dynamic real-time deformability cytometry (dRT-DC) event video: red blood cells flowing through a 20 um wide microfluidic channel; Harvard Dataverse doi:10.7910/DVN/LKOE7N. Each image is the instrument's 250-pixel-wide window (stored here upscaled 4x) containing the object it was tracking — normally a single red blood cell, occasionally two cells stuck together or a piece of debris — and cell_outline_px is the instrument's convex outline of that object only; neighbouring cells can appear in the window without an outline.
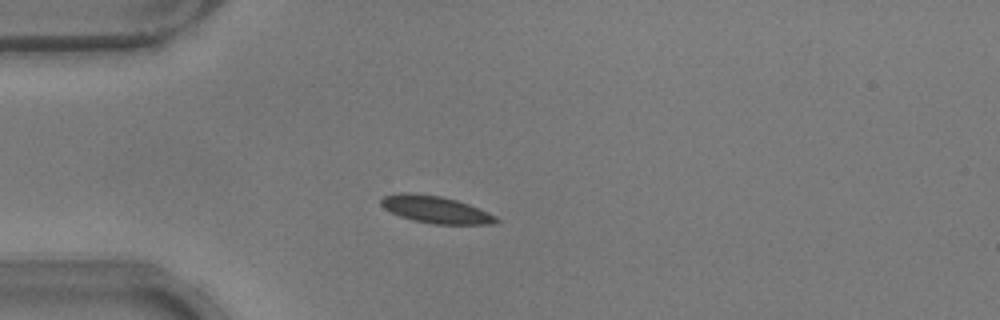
{"species": "common noctule bat (a hibernating species)", "species_latin": "Nyctalus noctula", "temperature_condition": "warm", "stored_images_in_passage": 40, "segment_of_instrument_passage": [1, 2], "camera_frame_rate_fps": 3000, "um_per_image_px": 0.085, "animal": {"sex": "male", "body_mass_g": 17.9}, "frame": {"image": 1, "passage_image": 1, "time_ms": 0.0, "image_size_px": [1000, 320], "cell_outline_px": [[500, 220], [492, 224], [432, 224], [412, 220], [400, 216], [384, 208], [380, 204], [380, 200], [384, 196], [400, 192], [408, 192], [440, 196], [456, 200], [468, 204], [488, 212], [496, 216]], "centroid_in_image_um": [37.01, 17.81], "position_along_channel_um": 48.0, "area_um2": 18.15}}
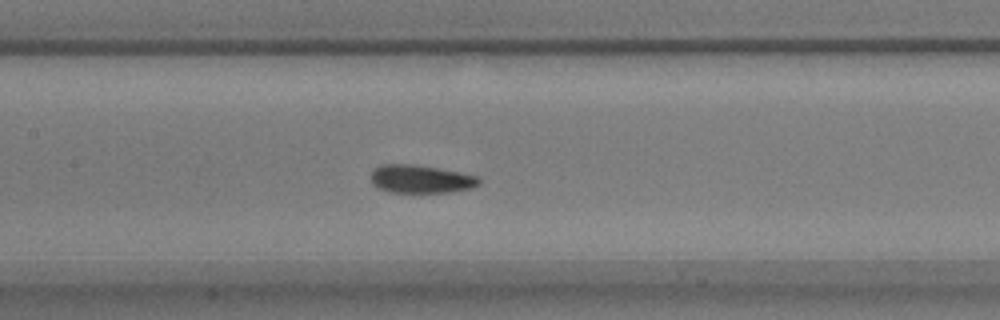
{"frame": {"image": 2, "passage_image": 12, "time_ms": 3.667, "image_size_px": [1000, 320], "cell_outline_px": [[480, 184], [472, 188], [452, 192], [388, 192], [372, 184], [372, 172], [380, 164], [416, 164], [460, 172], [480, 176]], "centroid_in_image_um": [35.81, 15.21], "position_along_channel_um": 171.6, "area_um2": 17.8}}
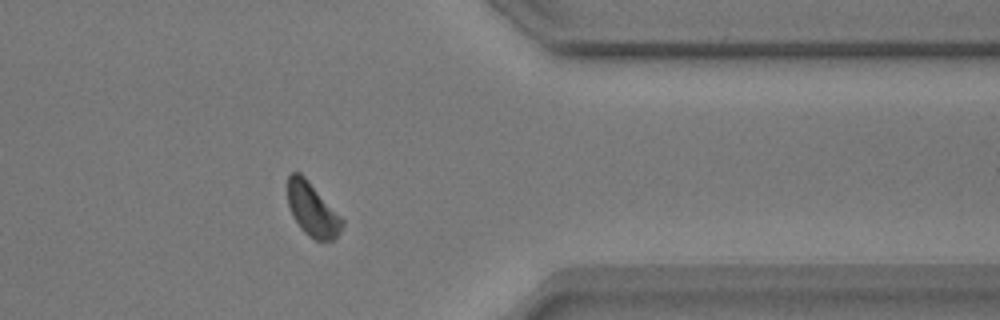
{"frame": {"image": 3, "passage_image": 30, "time_ms": 9.667, "image_size_px": [1000, 320], "cell_outline_px": [[344, 224], [340, 232], [332, 240], [316, 240], [308, 236], [300, 228], [288, 204], [288, 176], [292, 172], [300, 172], [308, 180], [344, 220]], "centroid_in_image_um": [26.56, 17.81], "position_along_channel_um": 384.8, "area_um2": 16.7}}